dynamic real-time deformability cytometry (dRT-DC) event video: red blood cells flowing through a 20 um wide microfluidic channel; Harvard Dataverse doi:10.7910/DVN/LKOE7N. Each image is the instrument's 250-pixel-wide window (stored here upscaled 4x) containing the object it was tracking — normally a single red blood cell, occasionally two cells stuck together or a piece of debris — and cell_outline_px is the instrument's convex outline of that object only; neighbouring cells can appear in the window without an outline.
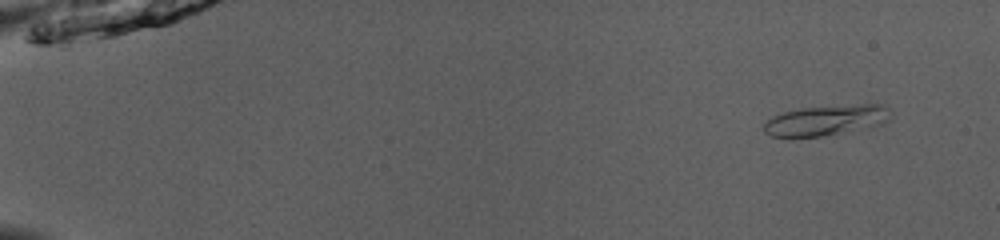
{"species": "common noctule bat (a hibernating species)", "species_latin": "Nyctalus noctula", "temperature_condition": "room temperature", "stored_images_in_passage": 52, "camera_frame_rate_fps": 3000, "um_per_image_px": 0.085, "animal": {"sex": "male", "body_mass_g": 13.0, "forearm_length_mm": 53.1}, "frame": {"image": 1, "passage_image": 5, "time_ms": 1.333, "image_size_px": [1000, 240], "cell_outline_px": [[892, 116], [888, 120], [880, 124], [820, 136], [788, 140], [772, 136], [764, 132], [764, 124], [772, 116], [784, 112], [800, 108], [860, 104], [884, 104], [892, 112]], "centroid_in_image_um": [70.15, 10.24], "position_along_channel_um": 14.8, "area_um2": 22.66}}
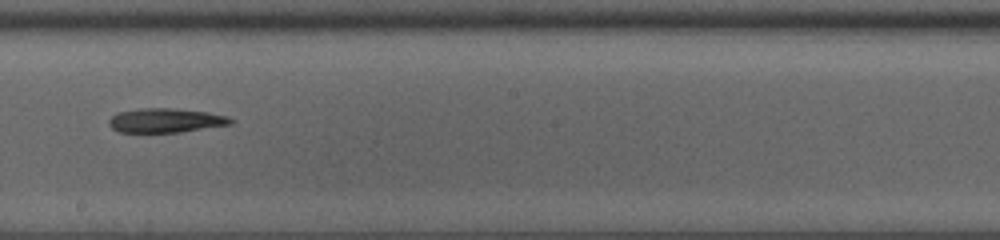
{"frame": {"image": 2, "passage_image": 32, "time_ms": 10.333, "image_size_px": [1000, 240], "cell_outline_px": [[236, 120], [232, 124], [180, 132], [120, 132], [112, 128], [108, 124], [108, 120], [116, 112], [144, 108], [168, 108], [208, 112], [228, 116]], "centroid_in_image_um": [14.09, 10.23], "position_along_channel_um": 234.1, "area_um2": 17.22}}
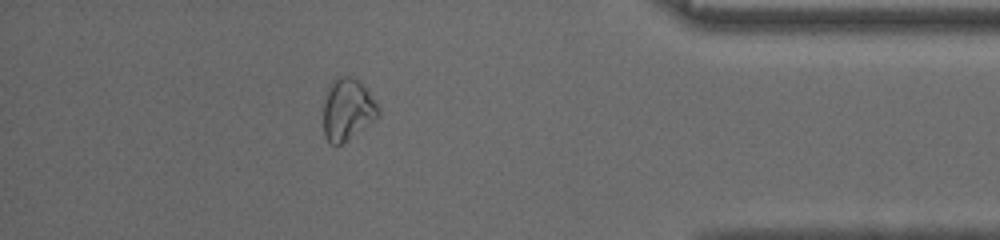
{"frame": {"image": 3, "passage_image": 47, "time_ms": 15.333, "image_size_px": [1000, 240], "cell_outline_px": [[380, 116], [340, 144], [328, 144], [324, 136], [324, 100], [328, 88], [332, 80], [336, 76], [348, 76], [360, 80], [380, 108]], "centroid_in_image_um": [29.53, 9.28], "position_along_channel_um": 405.7, "area_um2": 19.77}}